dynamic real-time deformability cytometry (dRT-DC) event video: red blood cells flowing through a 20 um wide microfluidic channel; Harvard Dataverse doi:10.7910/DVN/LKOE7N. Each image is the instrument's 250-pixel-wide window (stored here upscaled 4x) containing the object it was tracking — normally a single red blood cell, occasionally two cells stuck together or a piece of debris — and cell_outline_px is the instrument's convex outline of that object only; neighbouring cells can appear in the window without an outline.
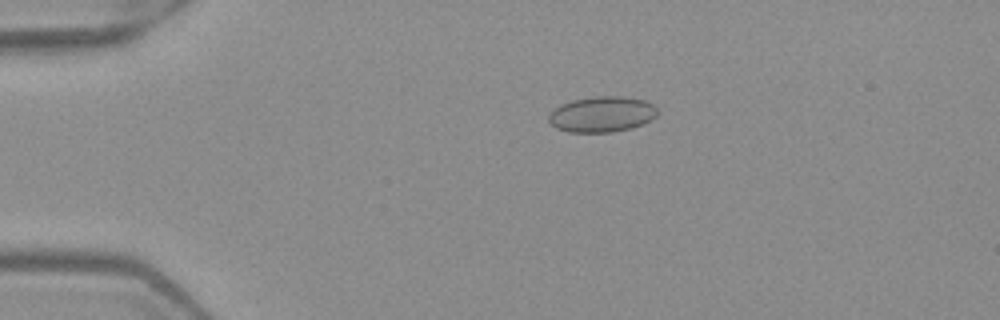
{"species": "Egyptian fruit bat (a non-hibernating species)", "species_latin": "Rousettus aegyptiacus", "temperature_condition": "warm", "stored_images_in_passage": 6, "camera_frame_rate_fps": 3000, "um_per_image_px": 0.085, "frame": {"image": 1, "passage_image": 3, "time_ms": 0.667, "image_size_px": [1000, 320], "cell_outline_px": [[656, 116], [652, 120], [632, 128], [612, 132], [568, 132], [556, 128], [548, 120], [548, 116], [560, 104], [572, 100], [596, 96], [620, 96], [644, 100], [652, 104], [656, 108]], "centroid_in_image_um": [51.16, 9.72], "position_along_channel_um": 33.8, "area_um2": 22.54}}
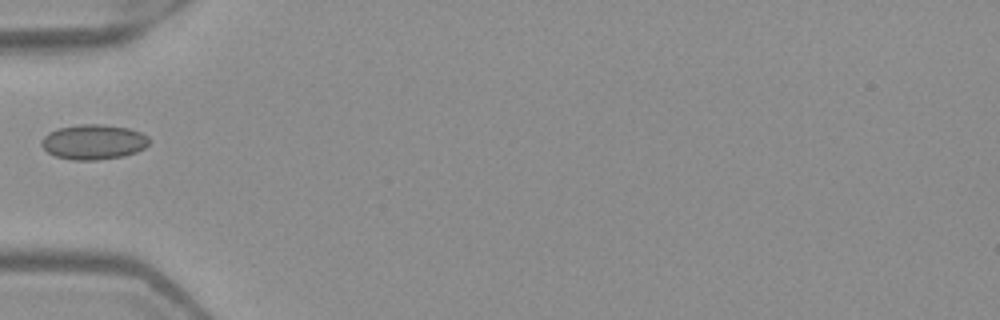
{"frame": {"image": 2, "passage_image": 5, "time_ms": 1.333, "image_size_px": [1000, 320], "cell_outline_px": [[148, 144], [144, 148], [136, 152], [124, 156], [96, 160], [72, 160], [56, 156], [48, 152], [40, 144], [40, 140], [48, 132], [60, 128], [80, 124], [100, 124], [128, 128], [140, 132], [148, 136]], "centroid_in_image_um": [7.94, 12.07], "position_along_channel_um": 77.1, "area_um2": 21.91}}
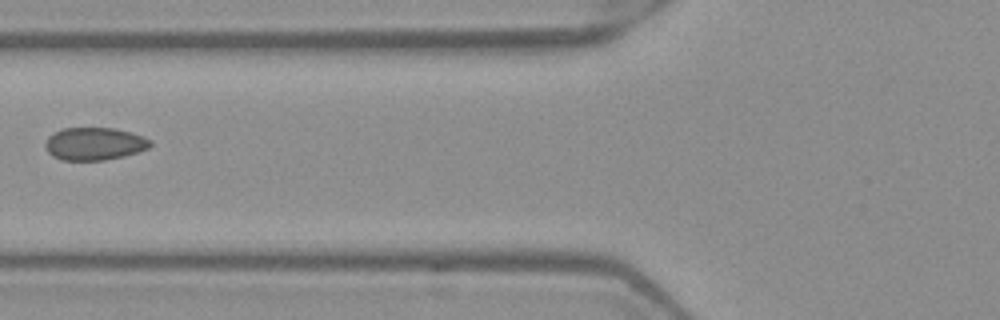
{"frame": {"image": 3, "passage_image": 6, "time_ms": 1.667, "image_size_px": [1000, 320], "cell_outline_px": [[152, 144], [148, 148], [124, 156], [104, 160], [60, 160], [52, 156], [48, 152], [44, 144], [48, 136], [64, 128], [112, 128], [132, 132], [144, 136], [152, 140]], "centroid_in_image_um": [8.03, 12.22], "position_along_channel_um": 117.8, "area_um2": 20.06}}